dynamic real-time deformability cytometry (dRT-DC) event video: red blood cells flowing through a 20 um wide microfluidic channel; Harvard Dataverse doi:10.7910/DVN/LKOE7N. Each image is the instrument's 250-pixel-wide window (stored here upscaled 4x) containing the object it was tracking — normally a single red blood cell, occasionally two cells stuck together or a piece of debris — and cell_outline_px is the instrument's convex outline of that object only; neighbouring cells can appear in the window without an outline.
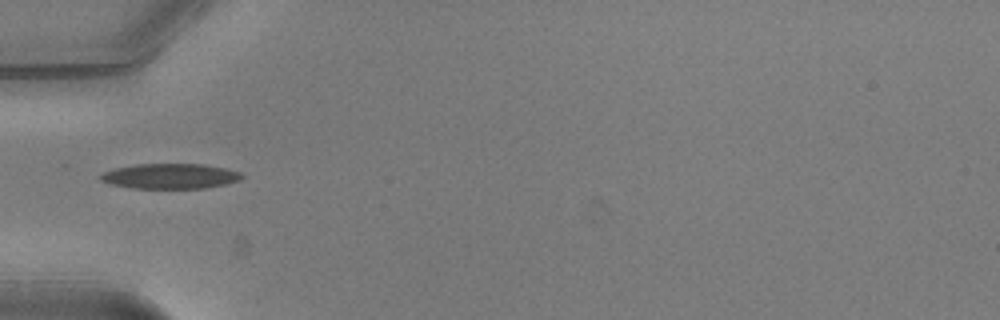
{"species": "common noctule bat (a hibernating species)", "species_latin": "Nyctalus noctula", "temperature_condition": "warm", "stored_images_in_passage": 30, "camera_frame_rate_fps": 3000, "um_per_image_px": 0.085, "animal": {"sex": "male", "body_mass_g": 20.5, "forearm_length_mm": 52.5}, "frame": {"image": 1, "passage_image": 1, "time_ms": 0.0, "image_size_px": [1000, 320], "cell_outline_px": [[244, 176], [240, 180], [224, 184], [204, 188], [132, 188], [112, 184], [100, 180], [100, 176], [104, 172], [116, 168], [136, 164], [204, 164], [224, 168], [240, 172]], "centroid_in_image_um": [14.48, 14.97], "position_along_channel_um": 70.5, "area_um2": 20.52}}
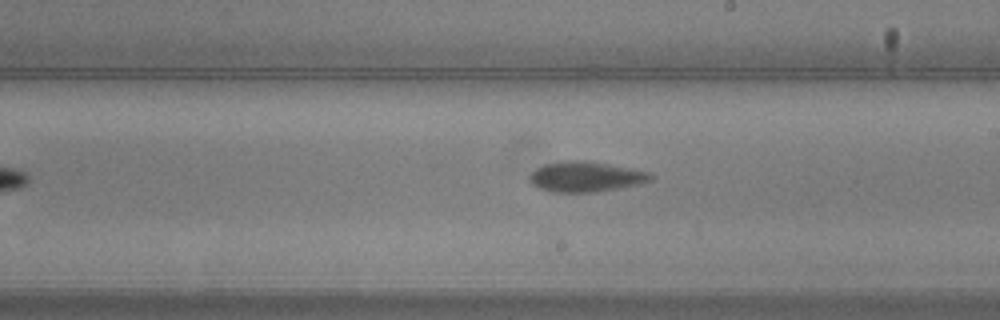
{"frame": {"image": 2, "passage_image": 14, "time_ms": 4.333, "image_size_px": [1000, 320], "cell_outline_px": [[652, 180], [636, 184], [596, 192], [552, 192], [540, 188], [532, 184], [532, 172], [536, 168], [544, 164], [568, 160], [576, 160], [608, 164], [632, 168], [648, 172], [652, 176]], "centroid_in_image_um": [49.78, 15.02], "position_along_channel_um": 239.2, "area_um2": 20.87}}
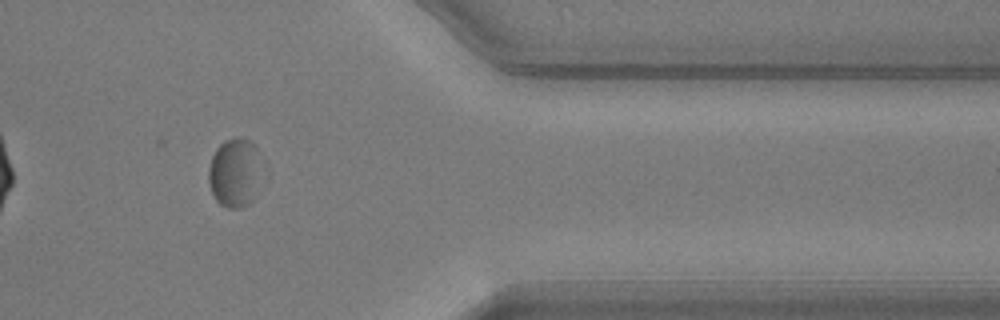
{"frame": {"image": 3, "passage_image": 27, "time_ms": 8.667, "image_size_px": [1000, 320], "cell_outline_px": [[256, 148], [252, 200], [248, 204], [236, 208], [228, 208], [220, 204], [216, 200], [212, 192], [208, 180], [208, 168], [212, 156], [216, 148], [224, 140], [248, 140], [256, 144]], "centroid_in_image_um": [19.8, 14.69], "position_along_channel_um": 391.6, "area_um2": 19.65}, "authors_computed_cell_mechanics": {"area_um2": 20.7791, "velocity_mm_per_s": 3.8832, "shape_relaxation_time_tau1_ms": 3.6546, "shape_relaxation_time_tau2_ms": 1.4016, "deformation_change_tau1": 0.1304, "deformation_change_tau2": 0.0605}}